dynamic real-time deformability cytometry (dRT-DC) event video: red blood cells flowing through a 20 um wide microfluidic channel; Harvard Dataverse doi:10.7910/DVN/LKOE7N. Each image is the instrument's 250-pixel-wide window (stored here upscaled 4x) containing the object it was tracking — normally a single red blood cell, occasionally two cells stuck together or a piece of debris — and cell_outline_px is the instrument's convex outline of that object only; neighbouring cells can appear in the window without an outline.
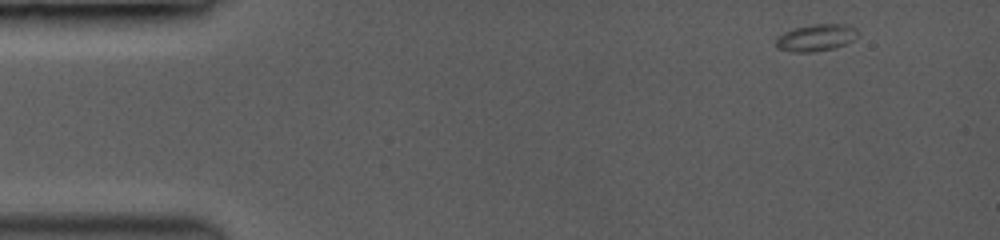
{"species": "common noctule bat (a hibernating species)", "species_latin": "Nyctalus noctula", "temperature_condition": "room temperature", "stored_images_in_passage": 52, "camera_frame_rate_fps": 3500, "um_per_image_px": 0.085, "animal": {"sex": "female", "body_mass_g": 19.0, "forearm_length_mm": 53.3}, "frame": {"image": 1, "passage_image": 1, "time_ms": 0.0, "image_size_px": [1000, 240], "cell_outline_px": [[848, 40], [844, 44], [832, 48], [808, 52], [800, 52], [780, 48], [776, 44], [776, 40], [780, 36], [796, 28], [816, 24], [836, 24], [848, 28]], "centroid_in_image_um": [69.17, 3.23], "position_along_channel_um": 15.8, "area_um2": 11.16}}
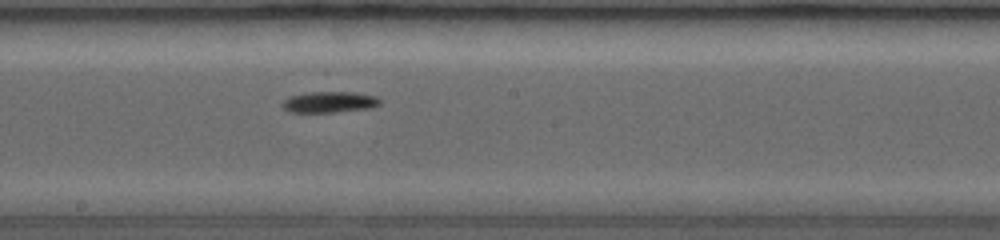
{"frame": {"image": 2, "passage_image": 28, "time_ms": 7.714, "image_size_px": [1000, 240], "cell_outline_px": [[380, 104], [368, 108], [332, 112], [292, 112], [284, 108], [284, 100], [292, 96], [312, 92], [352, 92], [372, 96], [380, 100]], "centroid_in_image_um": [28.0, 8.68], "position_along_channel_um": 220.2, "area_um2": 11.44}}
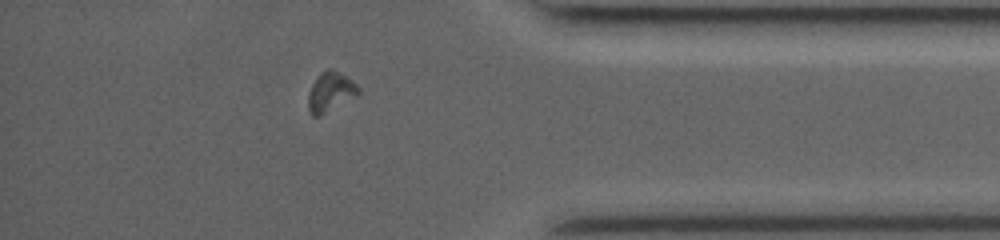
{"frame": {"image": 3, "passage_image": 45, "time_ms": 12.571, "image_size_px": [1000, 240], "cell_outline_px": [[360, 92], [356, 96], [320, 116], [312, 116], [308, 108], [308, 92], [316, 76], [320, 72], [328, 68], [332, 68], [340, 72], [352, 80], [360, 88]], "centroid_in_image_um": [28.08, 7.79], "position_along_channel_um": 407.1, "area_um2": 11.73}, "authors_computed_cell_mechanics": {"area_um2": 10.5774, "velocity_mm_per_s": 4.0611, "shape_relaxation_time_tau1_ms": 1.805, "shape_relaxation_time_tau2_ms": null, "deformation_change_tau1": 0.2171, "deformation_change_tau2": null}}